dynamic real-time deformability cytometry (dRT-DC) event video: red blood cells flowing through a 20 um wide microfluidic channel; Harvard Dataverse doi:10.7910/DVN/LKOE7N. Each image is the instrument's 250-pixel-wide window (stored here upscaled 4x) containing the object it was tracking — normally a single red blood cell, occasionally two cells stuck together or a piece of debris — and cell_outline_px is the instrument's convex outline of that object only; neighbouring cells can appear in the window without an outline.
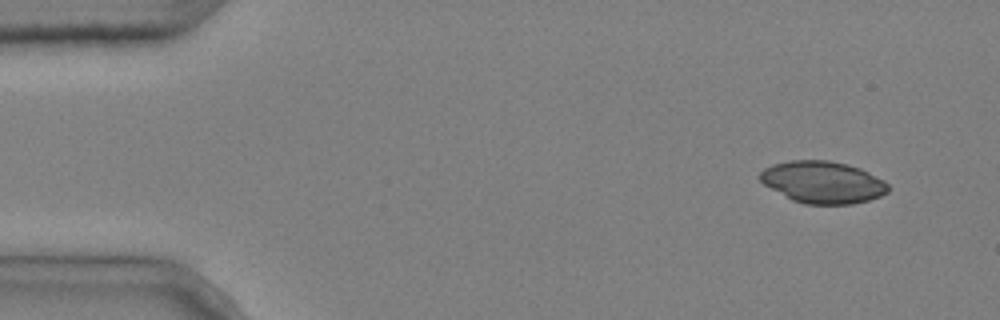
{"species": "common noctule bat (a hibernating species)", "species_latin": "Nyctalus noctula", "temperature_condition": "cold", "stored_images_in_passage": 4, "camera_frame_rate_fps": 3000, "um_per_image_px": 0.085, "animal": {"sex": "male", "body_mass_g": 20.4}, "frame": {"image": 1, "passage_image": 1, "time_ms": 0.0, "image_size_px": [1000, 320], "cell_outline_px": [[892, 188], [888, 192], [880, 196], [868, 200], [852, 204], [804, 204], [792, 200], [764, 184], [760, 180], [760, 172], [764, 168], [772, 164], [788, 160], [828, 160], [848, 164], [860, 168], [884, 180]], "centroid_in_image_um": [69.95, 15.48], "position_along_channel_um": 15.0, "area_um2": 31.5}}